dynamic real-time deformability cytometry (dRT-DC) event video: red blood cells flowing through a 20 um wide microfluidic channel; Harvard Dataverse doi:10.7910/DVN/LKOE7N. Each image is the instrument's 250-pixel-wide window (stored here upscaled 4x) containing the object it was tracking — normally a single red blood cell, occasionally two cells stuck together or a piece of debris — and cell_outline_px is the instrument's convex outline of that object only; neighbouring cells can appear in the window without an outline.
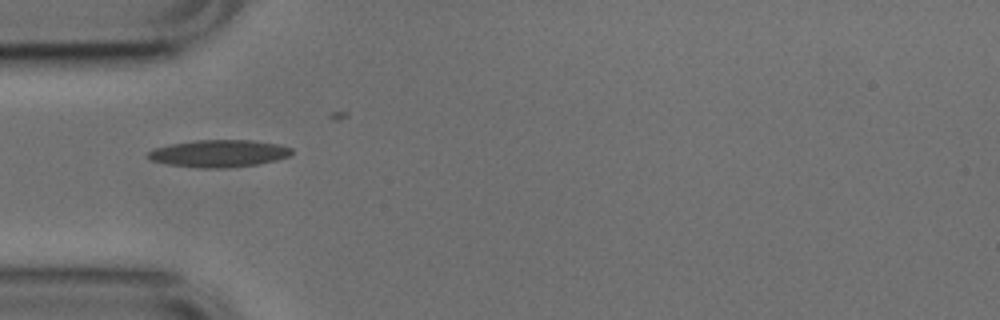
{"species": "common noctule bat (a hibernating species)", "species_latin": "Nyctalus noctula", "temperature_condition": "cold", "stored_images_in_passage": 7, "camera_frame_rate_fps": 3000, "um_per_image_px": 0.085, "animal": {"sex": "male", "body_mass_g": 17.9, "forearm_length_mm": 54.2}, "frame": {"image": 1, "passage_image": 4, "time_ms": 1.0, "image_size_px": [1000, 320], "cell_outline_px": [[292, 152], [288, 156], [276, 160], [256, 164], [228, 168], [204, 168], [168, 164], [152, 160], [144, 156], [148, 152], [156, 148], [172, 144], [196, 140], [252, 140], [280, 144], [292, 148]], "centroid_in_image_um": [18.62, 13.04], "position_along_channel_um": 66.4, "area_um2": 22.66}}